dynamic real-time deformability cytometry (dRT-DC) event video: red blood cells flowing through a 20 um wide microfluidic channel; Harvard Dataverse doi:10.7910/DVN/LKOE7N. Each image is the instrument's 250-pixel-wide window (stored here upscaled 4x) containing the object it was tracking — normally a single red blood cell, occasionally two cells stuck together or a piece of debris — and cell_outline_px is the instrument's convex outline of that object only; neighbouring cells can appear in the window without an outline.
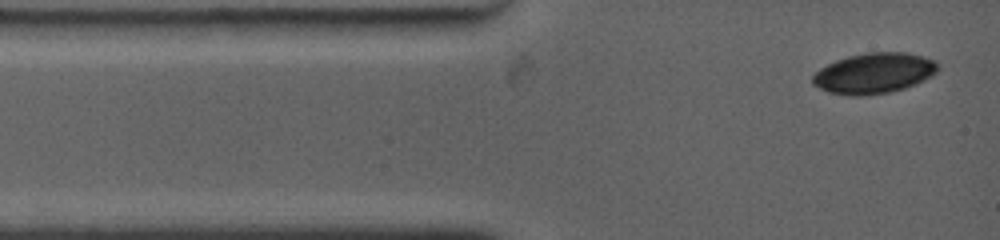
{"species": "common noctule bat (a hibernating species)", "species_latin": "Nyctalus noctula", "temperature_condition": "warm", "stored_images_in_passage": 3, "camera_frame_rate_fps": 4500, "um_per_image_px": 0.085, "animal": {"sex": "female", "body_mass_g": 19.0, "forearm_length_mm": 53.3}, "frame": {"image": 1, "passage_image": 1, "time_ms": 0.0, "image_size_px": [1000, 240], "cell_outline_px": [[940, 68], [936, 72], [924, 80], [904, 88], [888, 92], [860, 96], [848, 96], [828, 92], [812, 84], [812, 76], [820, 68], [836, 60], [848, 56], [868, 52], [904, 52], [924, 56], [936, 60], [940, 64]], "centroid_in_image_um": [74.3, 6.21], "position_along_channel_um": 10.7, "area_um2": 29.71}}